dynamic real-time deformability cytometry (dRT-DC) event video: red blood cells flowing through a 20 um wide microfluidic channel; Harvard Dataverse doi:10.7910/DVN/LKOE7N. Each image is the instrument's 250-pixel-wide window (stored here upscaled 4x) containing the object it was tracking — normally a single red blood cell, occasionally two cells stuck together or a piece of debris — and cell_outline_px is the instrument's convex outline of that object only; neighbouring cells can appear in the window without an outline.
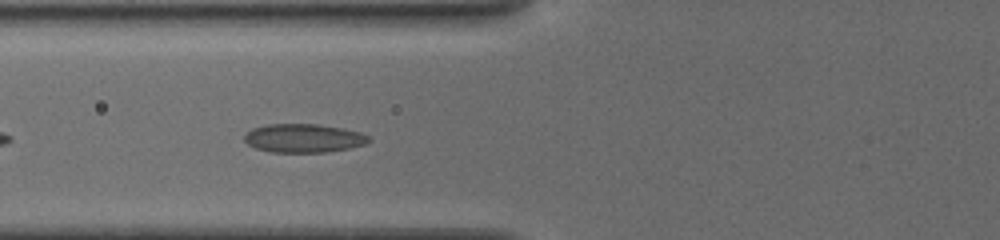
{"species": "common noctule bat (a hibernating species)", "species_latin": "Nyctalus noctula", "temperature_condition": "cold", "stored_images_in_passage": 11, "camera_frame_rate_fps": 3000, "um_per_image_px": 0.085, "animal": {"sex": "female", "body_mass_g": 19.5, "forearm_length_mm": 54.1}, "frame": {"image": 1, "passage_image": 11, "time_ms": 5.667, "image_size_px": [1000, 240], "cell_outline_px": [[372, 140], [364, 144], [348, 148], [328, 152], [272, 152], [256, 148], [248, 144], [244, 140], [244, 132], [252, 128], [268, 124], [320, 124], [344, 128], [360, 132], [368, 136]], "centroid_in_image_um": [25.79, 11.73], "position_along_channel_um": 100.0, "area_um2": 20.87}}